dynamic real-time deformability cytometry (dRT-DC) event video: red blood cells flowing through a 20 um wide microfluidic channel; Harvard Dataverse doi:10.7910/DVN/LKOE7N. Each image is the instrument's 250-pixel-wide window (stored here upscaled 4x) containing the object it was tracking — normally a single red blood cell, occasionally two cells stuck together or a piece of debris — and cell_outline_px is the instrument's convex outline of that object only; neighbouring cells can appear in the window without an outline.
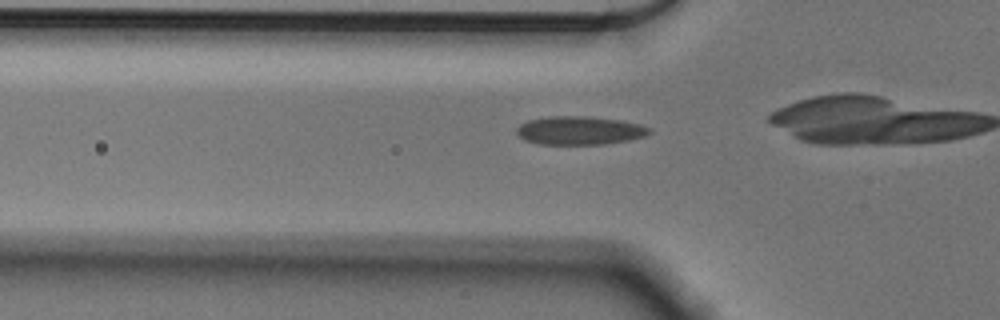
{"species": "Egyptian fruit bat (a non-hibernating species)", "species_latin": "Rousettus aegyptiacus", "temperature_condition": "cold", "stored_images_in_passage": 8, "camera_frame_rate_fps": 3000, "um_per_image_px": 0.085, "animal": {"sex": "male"}, "frame": {"image": 1, "passage_image": 3, "time_ms": 0.667, "image_size_px": [1000, 320], "cell_outline_px": [[652, 132], [644, 136], [628, 140], [604, 144], [540, 144], [524, 140], [516, 132], [516, 128], [520, 124], [528, 120], [548, 116], [584, 116], [620, 120], [640, 124], [648, 128]], "centroid_in_image_um": [49.24, 11.09], "position_along_channel_um": 76.6, "area_um2": 21.91}}
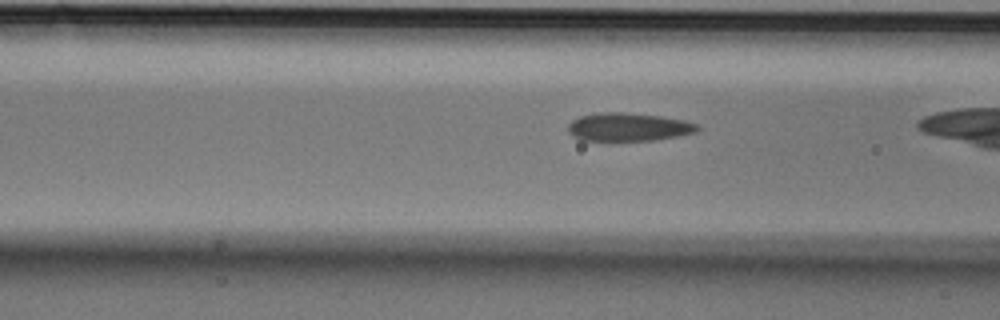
{"frame": {"image": 2, "passage_image": 6, "time_ms": 1.667, "image_size_px": [1000, 320], "cell_outline_px": [[700, 128], [696, 132], [656, 140], [580, 140], [568, 132], [568, 124], [572, 120], [580, 116], [600, 112], [624, 112], [660, 116], [684, 120], [700, 124]], "centroid_in_image_um": [53.42, 10.78], "position_along_channel_um": 113.2, "area_um2": 21.27}}